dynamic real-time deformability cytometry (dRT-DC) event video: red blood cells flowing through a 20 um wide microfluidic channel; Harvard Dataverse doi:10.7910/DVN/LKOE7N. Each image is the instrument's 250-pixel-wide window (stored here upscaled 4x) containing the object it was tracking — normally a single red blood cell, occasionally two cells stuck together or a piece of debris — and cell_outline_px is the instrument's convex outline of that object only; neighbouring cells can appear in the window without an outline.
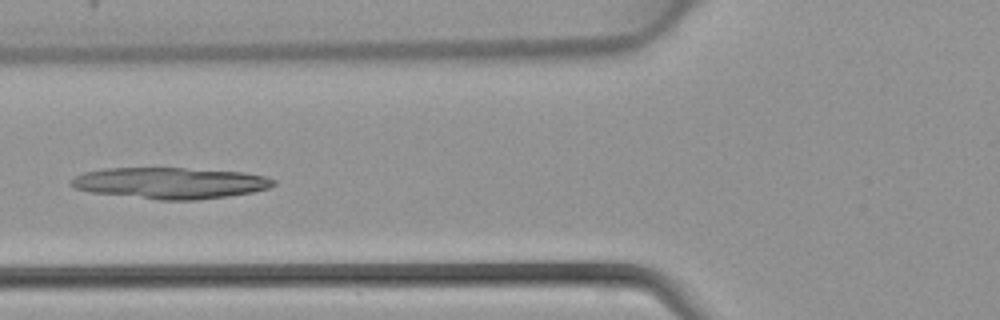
{"species": "common noctule bat (a hibernating species)", "species_latin": "Nyctalus noctula", "temperature_condition": "warm", "stored_images_in_passage": 44, "camera_frame_rate_fps": 3000, "um_per_image_px": 0.085, "animal": {"sex": "female", "body_mass_g": 22.7, "forearm_length_mm": 54.2}, "frame": {"image": 1, "passage_image": 17, "time_ms": 5.333, "image_size_px": [1000, 320], "cell_outline_px": [[276, 184], [268, 188], [252, 192], [228, 196], [196, 200], [160, 200], [92, 192], [76, 188], [68, 184], [72, 176], [84, 172], [104, 168], [184, 168], [244, 172], [264, 176], [276, 180]], "centroid_in_image_um": [14.45, 15.55], "position_along_channel_um": 111.4, "area_um2": 36.93}}
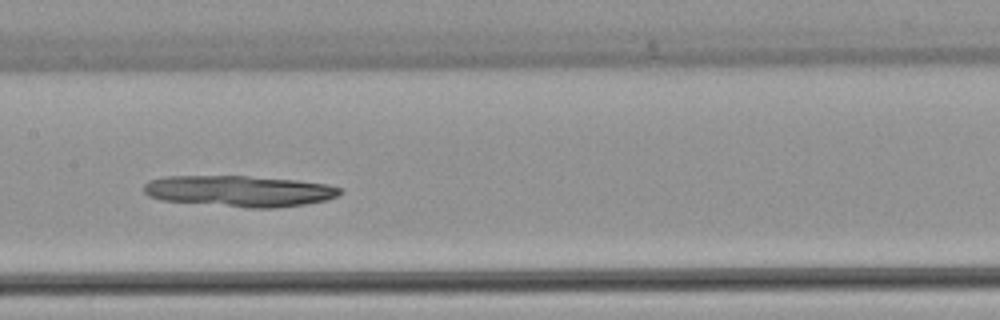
{"frame": {"image": 2, "passage_image": 22, "time_ms": 7.0, "image_size_px": [1000, 320], "cell_outline_px": [[340, 192], [336, 196], [324, 200], [304, 204], [276, 208], [248, 208], [160, 200], [148, 196], [144, 192], [144, 184], [148, 180], [168, 176], [248, 176], [296, 180], [328, 184], [340, 188]], "centroid_in_image_um": [20.3, 16.24], "position_along_channel_um": 187.1, "area_um2": 35.55}}
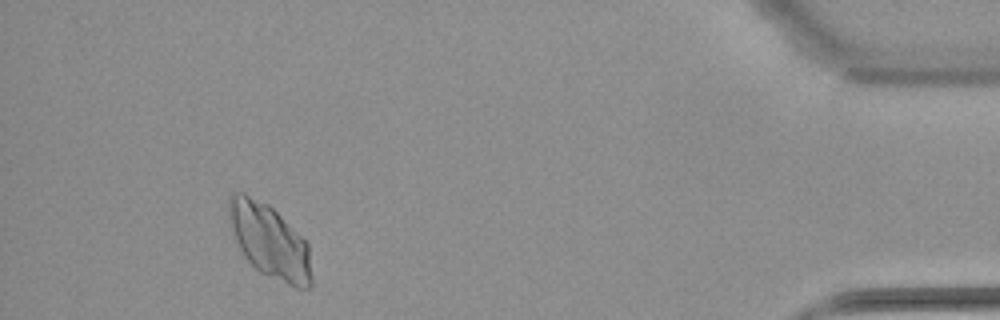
{"frame": {"image": 3, "passage_image": 41, "time_ms": 13.333, "image_size_px": [1000, 320], "cell_outline_px": [[312, 284], [308, 288], [296, 288], [260, 272], [244, 256], [232, 232], [228, 220], [228, 196], [232, 192], [244, 192], [268, 204], [308, 244], [312, 280]], "centroid_in_image_um": [22.87, 20.48], "position_along_channel_um": 412.3, "area_um2": 35.37}}